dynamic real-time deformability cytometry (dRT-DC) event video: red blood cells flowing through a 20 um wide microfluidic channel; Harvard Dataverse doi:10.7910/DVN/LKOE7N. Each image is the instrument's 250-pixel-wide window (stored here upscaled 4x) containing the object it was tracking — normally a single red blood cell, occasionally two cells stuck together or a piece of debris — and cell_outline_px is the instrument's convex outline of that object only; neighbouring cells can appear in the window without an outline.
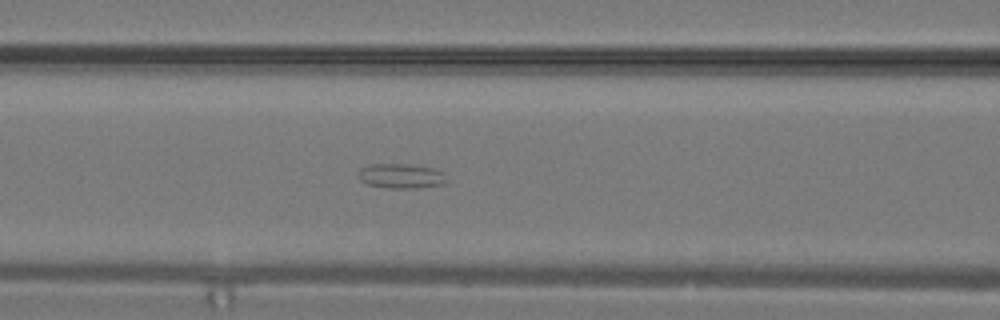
{"species": "common noctule bat (a hibernating species)", "species_latin": "Nyctalus noctula", "temperature_condition": "warm", "stored_images_in_passage": 28, "segment_of_instrument_passage": [2, 2], "camera_frame_rate_fps": 3000, "um_per_image_px": 0.085, "animal": {"sex": "male", "body_mass_g": 19.2, "forearm_length_mm": 51.8}, "frame": {"image": 1, "passage_image": 10, "time_ms": 3.0, "image_size_px": [1000, 320], "cell_outline_px": [[448, 180], [444, 184], [416, 188], [388, 188], [368, 184], [360, 180], [360, 168], [368, 164], [408, 164], [432, 168], [444, 172]], "centroid_in_image_um": [34.13, 14.96], "position_along_channel_um": 132.5, "area_um2": 12.72}}
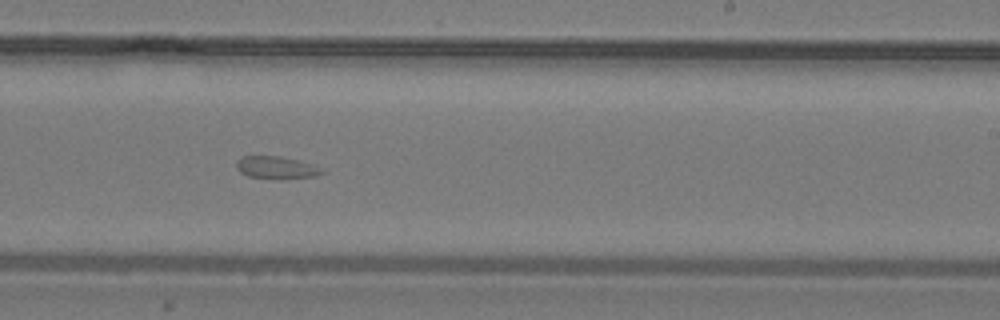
{"frame": {"image": 2, "passage_image": 16, "time_ms": 5.0, "image_size_px": [1000, 320], "cell_outline_px": [[324, 172], [316, 176], [288, 180], [280, 180], [248, 176], [240, 172], [236, 168], [236, 160], [240, 156], [280, 156], [300, 160], [316, 164], [324, 168]], "centroid_in_image_um": [23.55, 14.25], "position_along_channel_um": 265.5, "area_um2": 11.79}}
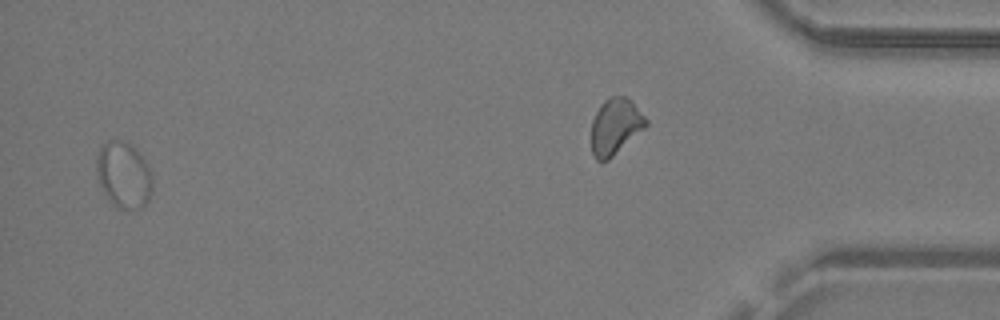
{"frame": {"image": 3, "passage_image": 27, "time_ms": 8.667, "image_size_px": [1000, 320], "cell_outline_px": [[152, 192], [148, 200], [140, 208], [116, 208], [112, 204], [104, 192], [96, 176], [96, 156], [100, 148], [108, 140], [120, 140], [132, 144], [136, 148], [148, 164], [152, 172]], "centroid_in_image_um": [10.52, 14.84], "position_along_channel_um": 424.7, "area_um2": 21.79}}